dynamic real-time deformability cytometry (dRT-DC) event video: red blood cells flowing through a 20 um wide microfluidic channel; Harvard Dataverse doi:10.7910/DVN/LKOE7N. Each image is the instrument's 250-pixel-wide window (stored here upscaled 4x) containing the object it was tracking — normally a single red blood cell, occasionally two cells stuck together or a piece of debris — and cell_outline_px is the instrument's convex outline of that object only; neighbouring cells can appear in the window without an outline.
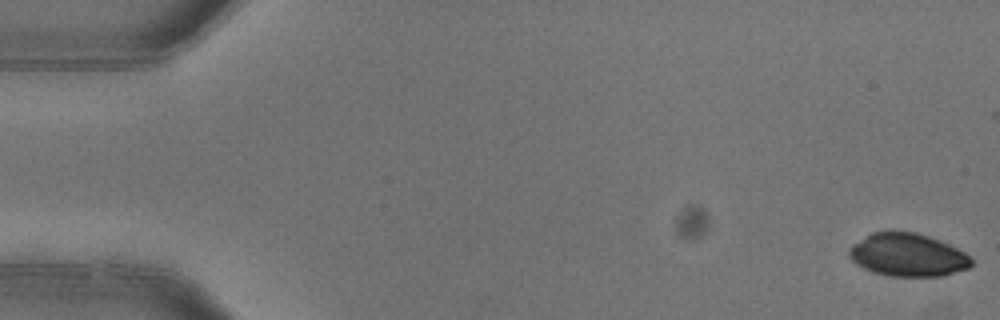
{"species": "common noctule bat (a hibernating species)", "species_latin": "Nyctalus noctula", "temperature_condition": "warm", "stored_images_in_passage": 4, "camera_frame_rate_fps": 3000, "um_per_image_px": 0.085, "animal": {"sex": "female"}, "frame": {"image": 1, "passage_image": 1, "time_ms": 0.0, "image_size_px": [1000, 320], "cell_outline_px": [[972, 264], [968, 268], [944, 276], [888, 276], [872, 272], [856, 264], [848, 256], [848, 248], [852, 244], [872, 232], [892, 228], [916, 232], [940, 240], [964, 252], [972, 260]], "centroid_in_image_um": [77.1, 21.64], "position_along_channel_um": 7.9, "area_um2": 31.21}}